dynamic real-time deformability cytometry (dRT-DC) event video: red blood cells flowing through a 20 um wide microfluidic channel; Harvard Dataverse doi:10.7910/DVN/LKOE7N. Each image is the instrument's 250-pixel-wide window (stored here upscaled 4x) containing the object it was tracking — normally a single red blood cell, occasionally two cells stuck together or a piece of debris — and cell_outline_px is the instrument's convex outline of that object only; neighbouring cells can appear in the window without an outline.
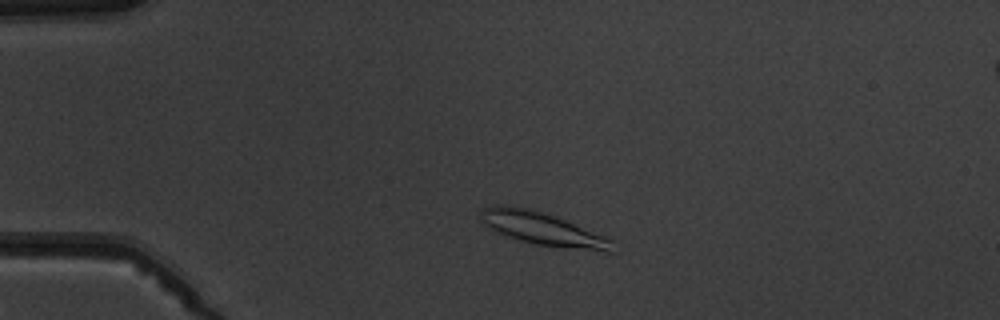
{"species": "common noctule bat (a hibernating species)", "species_latin": "Nyctalus noctula", "temperature_condition": "warm", "stored_images_in_passage": 4, "camera_frame_rate_fps": 3000, "um_per_image_px": 0.085, "animal": {"sex": "male", "body_mass_g": 19.5, "forearm_length_mm": 54.6}, "frame": {"image": 1, "passage_image": 2, "time_ms": 1.333, "image_size_px": [1000, 320], "cell_outline_px": [[612, 252], [608, 252], [536, 244], [520, 240], [508, 236], [488, 228], [480, 220], [480, 212], [484, 208], [496, 204], [508, 204], [528, 208], [544, 212], [556, 216], [608, 236], [612, 240]], "centroid_in_image_um": [46.11, 19.41], "position_along_channel_um": 38.9, "area_um2": 25.37}}